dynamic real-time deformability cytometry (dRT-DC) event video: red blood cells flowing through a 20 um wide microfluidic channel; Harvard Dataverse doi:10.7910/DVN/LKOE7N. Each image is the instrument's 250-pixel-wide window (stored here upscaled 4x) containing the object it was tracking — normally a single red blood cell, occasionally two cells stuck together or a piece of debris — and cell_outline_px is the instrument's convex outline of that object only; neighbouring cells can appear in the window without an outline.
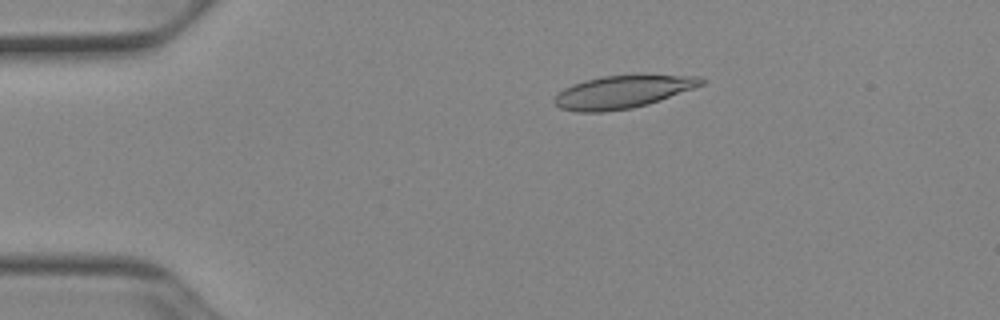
{"species": "Egyptian fruit bat (a non-hibernating species)", "species_latin": "Rousettus aegyptiacus", "temperature_condition": "cold", "stored_images_in_passage": 51, "camera_frame_rate_fps": 3000, "um_per_image_px": 0.085, "animal": {"sex": "female"}, "frame": {"image": 1, "passage_image": 10, "time_ms": 3.0, "image_size_px": [1000, 320], "cell_outline_px": [[704, 84], [660, 100], [648, 104], [632, 108], [604, 112], [576, 112], [560, 108], [552, 100], [564, 88], [572, 84], [584, 80], [604, 76], [636, 72], [644, 72], [700, 76], [704, 80]], "centroid_in_image_um": [52.98, 7.75], "position_along_channel_um": 32.0, "area_um2": 29.02}}
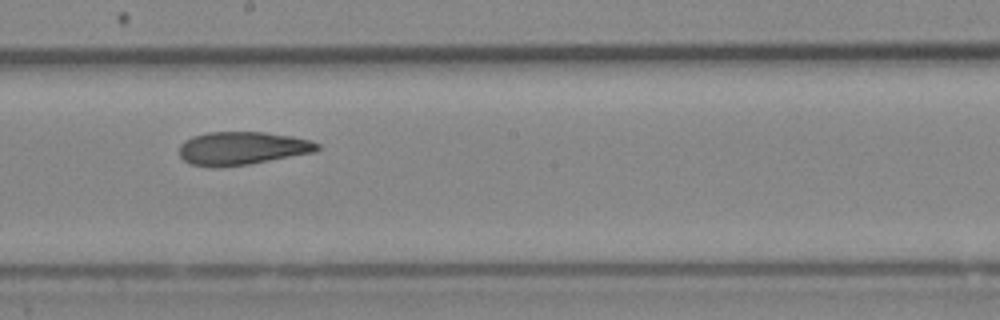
{"frame": {"image": 2, "passage_image": 29, "time_ms": 9.333, "image_size_px": [1000, 320], "cell_outline_px": [[320, 148], [316, 152], [248, 164], [212, 168], [208, 168], [188, 164], [180, 156], [180, 144], [184, 140], [192, 136], [208, 132], [264, 132], [292, 136], [312, 140], [320, 144]], "centroid_in_image_um": [20.57, 12.61], "position_along_channel_um": 227.6, "area_um2": 26.99}}
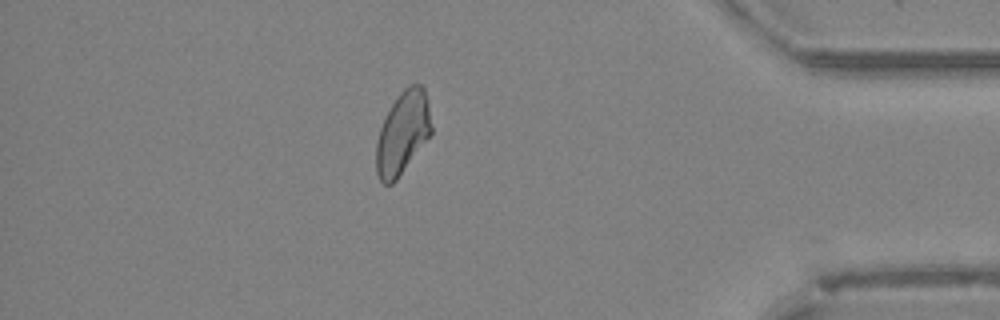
{"frame": {"image": 3, "passage_image": 45, "time_ms": 14.667, "image_size_px": [1000, 320], "cell_outline_px": [[432, 132], [396, 180], [392, 184], [384, 184], [380, 180], [376, 172], [376, 144], [380, 128], [392, 104], [400, 92], [404, 88], [412, 84], [420, 84], [424, 88], [428, 100], [432, 128]], "centroid_in_image_um": [34.23, 11.29], "position_along_channel_um": 401.0, "area_um2": 26.24}, "authors_computed_cell_mechanics": {"area_um2": 27.2238, "velocity_mm_per_s": 3.9103, "shape_relaxation_time_tau1_ms": null, "shape_relaxation_time_tau2_ms": 2.7287, "deformation_change_tau1": null, "deformation_change_tau2": 0.095}}